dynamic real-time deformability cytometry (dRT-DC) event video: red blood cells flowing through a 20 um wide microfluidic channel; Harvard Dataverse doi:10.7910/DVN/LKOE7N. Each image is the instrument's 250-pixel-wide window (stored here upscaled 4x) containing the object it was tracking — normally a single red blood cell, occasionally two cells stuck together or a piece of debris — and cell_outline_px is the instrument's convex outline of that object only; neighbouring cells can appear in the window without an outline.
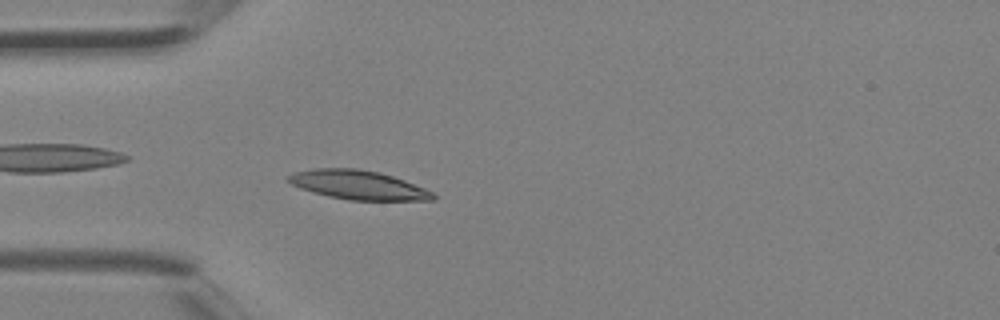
{"species": "Egyptian fruit bat (a non-hibernating species)", "species_latin": "Rousettus aegyptiacus", "temperature_condition": "room temperature", "stored_images_in_passage": 4, "camera_frame_rate_fps": 3000, "um_per_image_px": 0.085, "animal": {"sex": "female"}, "frame": {"image": 1, "passage_image": 4, "time_ms": 1.0, "image_size_px": [1000, 320], "cell_outline_px": [[436, 200], [348, 200], [328, 196], [312, 192], [300, 188], [292, 184], [288, 180], [288, 176], [292, 172], [316, 168], [356, 168], [380, 172], [404, 180], [424, 188], [432, 192], [436, 196]], "centroid_in_image_um": [30.43, 15.72], "position_along_channel_um": 54.6, "area_um2": 24.45}}